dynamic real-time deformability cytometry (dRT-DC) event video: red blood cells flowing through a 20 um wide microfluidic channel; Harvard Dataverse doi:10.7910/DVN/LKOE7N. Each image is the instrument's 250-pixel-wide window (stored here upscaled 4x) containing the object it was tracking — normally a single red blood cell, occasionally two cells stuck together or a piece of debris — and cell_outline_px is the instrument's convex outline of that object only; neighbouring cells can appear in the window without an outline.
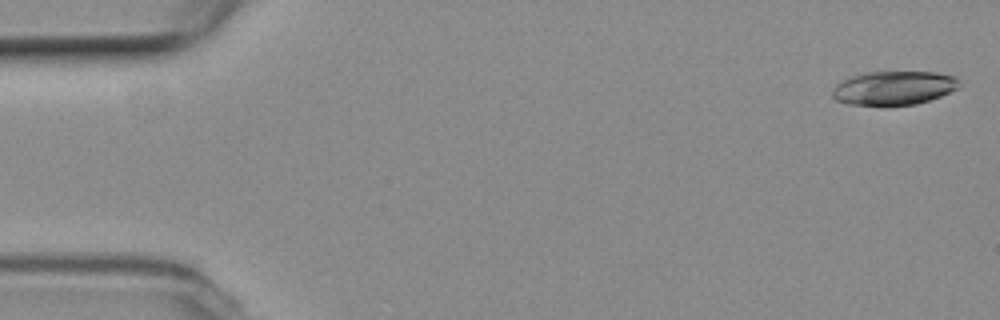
{"species": "common noctule bat (a hibernating species)", "species_latin": "Nyctalus noctula", "temperature_condition": "room temperature", "stored_images_in_passage": 54, "camera_frame_rate_fps": 3000, "um_per_image_px": 0.085, "animal": {"sex": "female", "body_mass_g": 19.3, "forearm_length_mm": 54.1}, "frame": {"image": 1, "passage_image": 2, "time_ms": 0.333, "image_size_px": [1000, 320], "cell_outline_px": [[956, 88], [940, 96], [916, 104], [848, 104], [836, 100], [832, 96], [832, 88], [840, 80], [848, 76], [864, 72], [936, 72], [956, 76]], "centroid_in_image_um": [75.88, 7.45], "position_along_channel_um": 9.1, "area_um2": 24.68}}
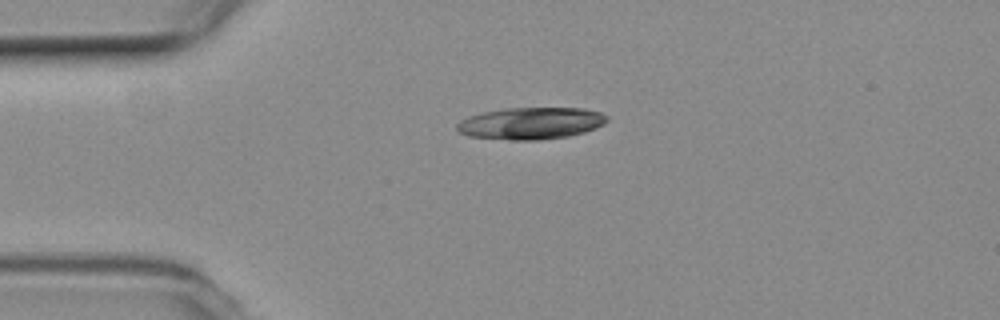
{"frame": {"image": 2, "passage_image": 13, "time_ms": 4.0, "image_size_px": [1000, 320], "cell_outline_px": [[608, 120], [604, 124], [596, 128], [584, 132], [568, 136], [540, 140], [512, 140], [468, 136], [460, 132], [456, 128], [456, 124], [460, 120], [468, 116], [484, 112], [508, 108], [584, 108], [600, 112], [608, 116]], "centroid_in_image_um": [45.14, 10.48], "position_along_channel_um": 39.9, "area_um2": 27.98}}